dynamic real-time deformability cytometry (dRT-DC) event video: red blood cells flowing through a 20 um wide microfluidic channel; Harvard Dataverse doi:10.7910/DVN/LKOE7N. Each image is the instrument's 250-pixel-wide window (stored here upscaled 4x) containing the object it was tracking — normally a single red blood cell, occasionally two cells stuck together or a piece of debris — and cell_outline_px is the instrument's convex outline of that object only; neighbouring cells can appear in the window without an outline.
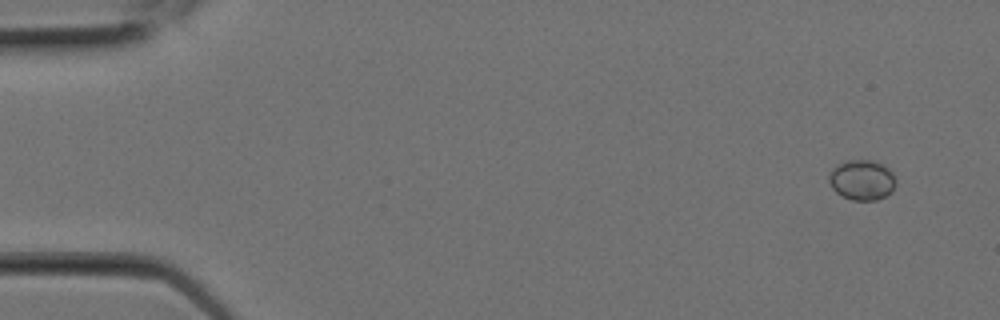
{"species": "Egyptian fruit bat (a non-hibernating species)", "species_latin": "Rousettus aegyptiacus", "temperature_condition": "room temperature", "stored_images_in_passage": 6, "camera_frame_rate_fps": 3000, "um_per_image_px": 0.085, "animal": {"sex": "female"}, "frame": {"image": 1, "passage_image": 1, "time_ms": 0.0, "image_size_px": [1000, 320], "cell_outline_px": [[896, 184], [892, 192], [876, 200], [852, 200], [836, 192], [832, 188], [828, 180], [828, 176], [832, 168], [844, 160], [872, 160], [888, 168], [892, 172], [896, 180]], "centroid_in_image_um": [73.26, 15.29], "position_along_channel_um": 11.7, "area_um2": 15.72}}
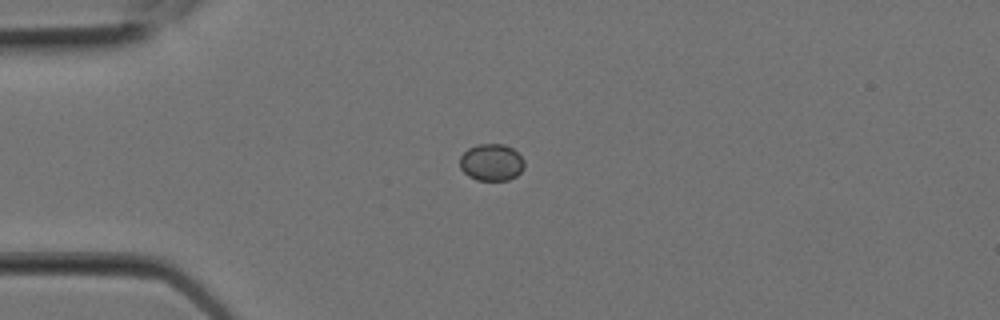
{"frame": {"image": 2, "passage_image": 5, "time_ms": 1.333, "image_size_px": [1000, 320], "cell_outline_px": [[524, 168], [516, 176], [508, 180], [476, 180], [468, 176], [460, 168], [460, 156], [468, 148], [476, 144], [504, 144], [512, 148], [524, 160]], "centroid_in_image_um": [41.76, 13.8], "position_along_channel_um": 43.2, "area_um2": 13.93}}